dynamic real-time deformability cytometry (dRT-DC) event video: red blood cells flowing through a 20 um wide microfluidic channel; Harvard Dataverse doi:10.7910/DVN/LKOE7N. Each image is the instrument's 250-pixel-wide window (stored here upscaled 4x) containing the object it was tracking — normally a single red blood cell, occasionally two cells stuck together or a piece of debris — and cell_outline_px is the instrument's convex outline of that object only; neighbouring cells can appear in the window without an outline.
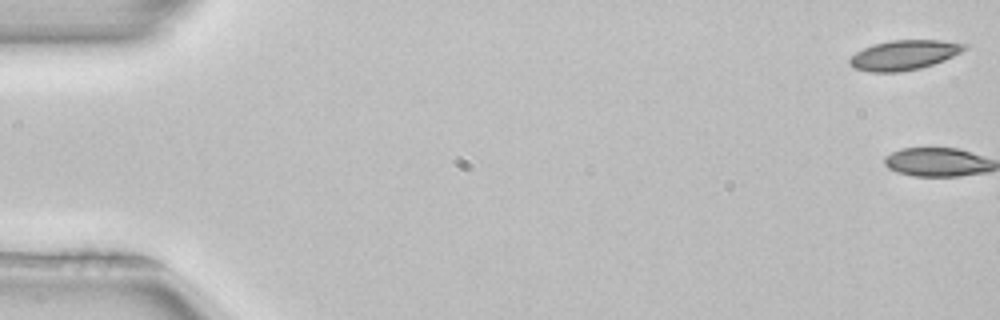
{"species": "common noctule bat (a hibernating species)", "species_latin": "Nyctalus noctula", "temperature_condition": "room temperature", "stored_images_in_passage": 2, "camera_frame_rate_fps": 3000, "um_per_image_px": 0.085, "animal": {"sex": "female", "body_mass_g": 22.7, "forearm_length_mm": 54.2}, "frame": {"image": 1, "passage_image": 1, "time_ms": 0.0, "image_size_px": [1000, 320], "cell_outline_px": [[968, 48], [944, 60], [920, 68], [900, 72], [868, 72], [856, 68], [848, 64], [848, 60], [856, 52], [872, 44], [892, 40], [940, 40], [968, 44]], "centroid_in_image_um": [76.83, 4.67], "position_along_channel_um": 8.2, "area_um2": 19.88}}